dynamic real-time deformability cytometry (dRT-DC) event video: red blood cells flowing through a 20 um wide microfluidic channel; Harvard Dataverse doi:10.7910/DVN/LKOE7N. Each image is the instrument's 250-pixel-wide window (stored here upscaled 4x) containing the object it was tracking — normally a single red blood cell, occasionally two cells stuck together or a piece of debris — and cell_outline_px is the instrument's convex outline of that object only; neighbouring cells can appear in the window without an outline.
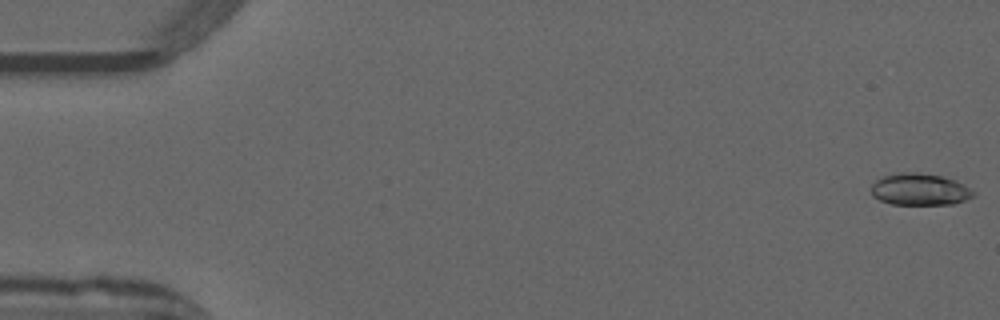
{"species": "common noctule bat (a hibernating species)", "species_latin": "Nyctalus noctula", "temperature_condition": "warm", "stored_images_in_passage": 52, "camera_frame_rate_fps": 3000, "um_per_image_px": 0.085, "animal": {"sex": "male", "forearm_length_mm": 52.5}, "frame": {"image": 1, "passage_image": 1, "time_ms": 0.0, "image_size_px": [1000, 320], "cell_outline_px": [[976, 192], [972, 196], [964, 200], [952, 204], [892, 204], [880, 200], [872, 196], [872, 184], [880, 176], [900, 172], [916, 172], [940, 176], [956, 180], [964, 184]], "centroid_in_image_um": [78.16, 16.09], "position_along_channel_um": 6.8, "area_um2": 18.96}}
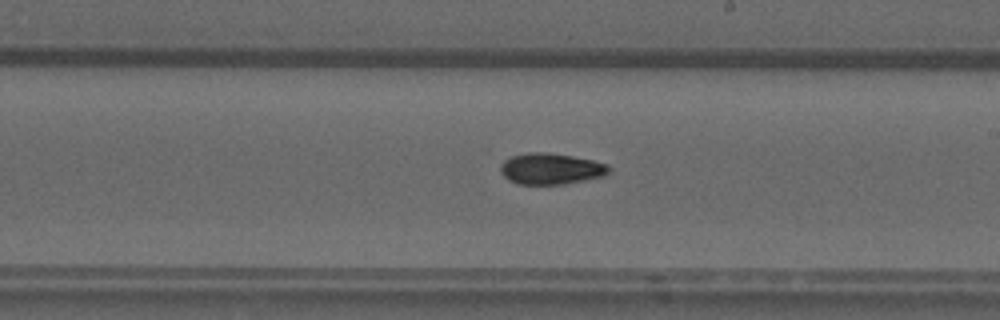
{"frame": {"image": 2, "passage_image": 30, "time_ms": 9.667, "image_size_px": [1000, 320], "cell_outline_px": [[612, 168], [608, 176], [564, 184], [516, 184], [508, 180], [500, 172], [500, 164], [504, 160], [512, 156], [528, 152], [548, 152], [572, 156], [592, 160], [608, 164]], "centroid_in_image_um": [46.86, 14.35], "position_along_channel_um": 242.1, "area_um2": 20.06}}
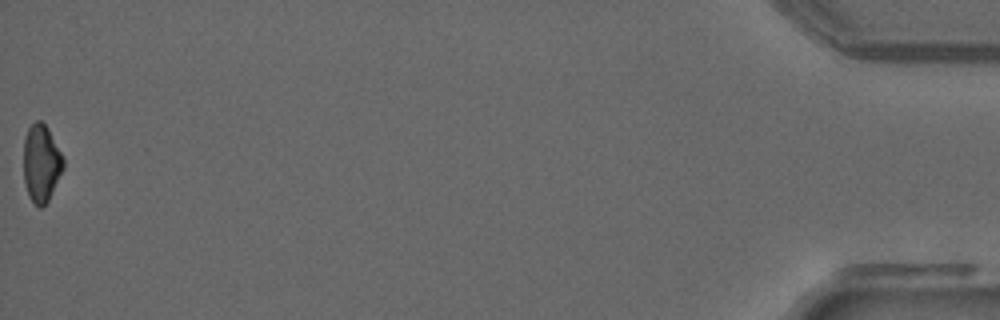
{"frame": {"image": 3, "passage_image": 52, "time_ms": 17.0, "image_size_px": [1000, 320], "cell_outline_px": [[64, 168], [48, 200], [40, 208], [28, 196], [24, 180], [24, 136], [28, 128], [36, 120], [40, 120], [48, 128], [64, 160]], "centroid_in_image_um": [3.5, 13.86], "position_along_channel_um": 431.7, "area_um2": 17.74}, "authors_computed_cell_mechanics": {"area_um2": 18.8428, "velocity_mm_per_s": 3.9951, "shape_relaxation_time_tau1_ms": 9.0225, "shape_relaxation_time_tau2_ms": 4.1935, "deformation_change_tau1": 0.2171, "deformation_change_tau2": 0.114}}